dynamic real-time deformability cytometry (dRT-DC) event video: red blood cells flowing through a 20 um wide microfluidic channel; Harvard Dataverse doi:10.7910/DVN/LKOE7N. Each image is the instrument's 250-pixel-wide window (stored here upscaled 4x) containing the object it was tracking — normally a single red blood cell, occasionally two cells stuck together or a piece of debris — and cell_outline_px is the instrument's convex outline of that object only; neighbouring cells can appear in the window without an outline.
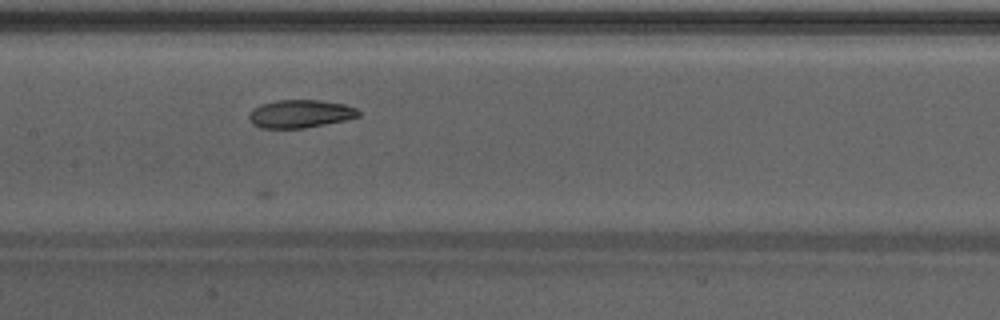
{"species": "Egyptian fruit bat (a non-hibernating species)", "species_latin": "Rousettus aegyptiacus", "temperature_condition": "warm", "stored_images_in_passage": 28, "camera_frame_rate_fps": 3000, "um_per_image_px": 0.085, "animal": {"sex": "male"}, "frame": {"image": 1, "passage_image": 20, "time_ms": 6.333, "image_size_px": [1000, 320], "cell_outline_px": [[360, 116], [344, 120], [304, 128], [260, 128], [252, 124], [248, 116], [252, 108], [260, 104], [276, 100], [320, 100], [344, 104], [356, 108], [360, 112]], "centroid_in_image_um": [25.48, 9.67], "position_along_channel_um": 181.9, "area_um2": 17.92}}